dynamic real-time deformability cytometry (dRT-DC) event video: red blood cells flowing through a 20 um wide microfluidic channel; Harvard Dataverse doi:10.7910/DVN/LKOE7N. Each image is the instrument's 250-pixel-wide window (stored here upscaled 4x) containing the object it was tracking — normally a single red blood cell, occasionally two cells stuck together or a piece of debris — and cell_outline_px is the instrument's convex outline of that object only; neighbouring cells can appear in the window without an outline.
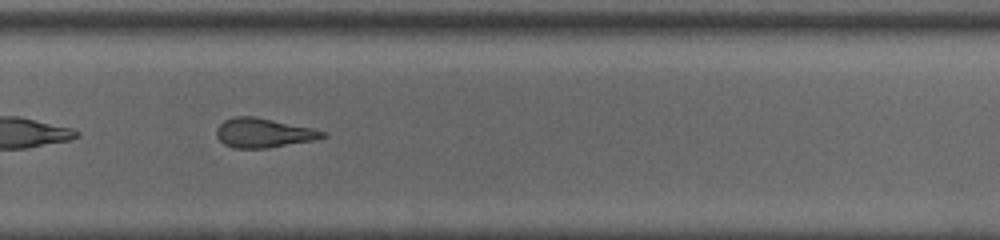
{"species": "common noctule bat (a hibernating species)", "species_latin": "Nyctalus noctula", "temperature_condition": "room temperature", "stored_images_in_passage": 50, "camera_frame_rate_fps": 3000, "um_per_image_px": 0.085, "animal": {"sex": "male", "body_mass_g": 13.0, "forearm_length_mm": 53.1}, "frame": {"image": 1, "passage_image": 36, "time_ms": 11.667, "image_size_px": [1000, 240], "cell_outline_px": [[328, 136], [312, 140], [268, 148], [236, 148], [224, 144], [216, 136], [216, 128], [224, 120], [232, 116], [256, 116], [312, 128], [328, 132]], "centroid_in_image_um": [22.39, 11.28], "position_along_channel_um": 307.4, "area_um2": 18.21}, "authors_computed_cell_mechanics": {"area_um2": 20.4901, "velocity_mm_per_s": 4.0646, "shape_relaxation_time_tau1_ms": null, "shape_relaxation_time_tau2_ms": 4.3595, "deformation_change_tau1": null, "deformation_change_tau2": 0.1237}}